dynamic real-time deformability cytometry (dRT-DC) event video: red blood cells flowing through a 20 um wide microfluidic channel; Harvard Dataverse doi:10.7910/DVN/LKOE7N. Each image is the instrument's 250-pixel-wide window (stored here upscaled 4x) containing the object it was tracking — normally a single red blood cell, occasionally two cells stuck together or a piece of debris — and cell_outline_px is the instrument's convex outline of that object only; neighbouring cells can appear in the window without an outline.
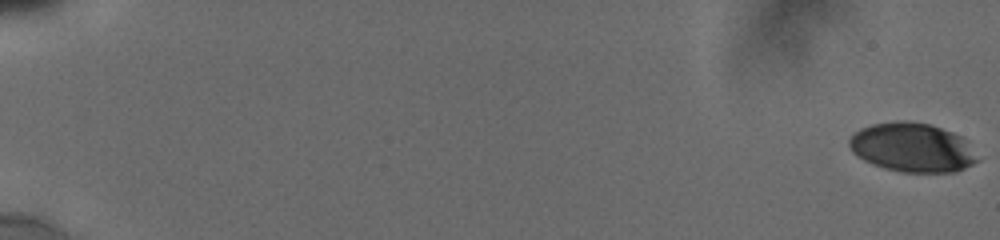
{"species": "human", "species_latin": "Homo sapiens", "temperature_condition": "cold", "stored_images_in_passage": 22, "camera_frame_rate_fps": 3000, "um_per_image_px": 0.085, "donor": {"sex": "male"}, "frame": {"image": 1, "passage_image": 1, "time_ms": 0.0, "image_size_px": [1000, 240], "cell_outline_px": [[976, 160], [972, 164], [956, 172], [900, 172], [884, 168], [872, 164], [864, 160], [852, 152], [848, 144], [848, 140], [860, 128], [872, 124], [896, 120], [904, 120], [928, 124], [952, 132], [960, 136]], "centroid_in_image_um": [77.44, 12.53], "position_along_channel_um": 7.6, "area_um2": 36.07}}
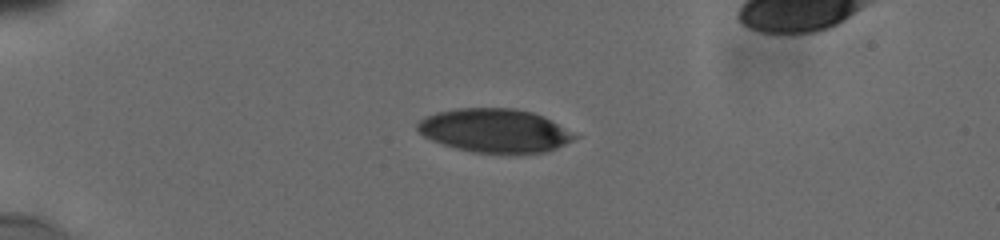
{"frame": {"image": 2, "passage_image": 13, "time_ms": 5.333, "image_size_px": [1000, 240], "cell_outline_px": [[580, 136], [556, 148], [544, 152], [512, 156], [472, 152], [456, 148], [432, 140], [424, 136], [416, 128], [416, 124], [424, 116], [436, 112], [460, 108], [516, 108], [532, 112]], "centroid_in_image_um": [42.03, 11.13], "position_along_channel_um": 43.0, "area_um2": 40.34}}
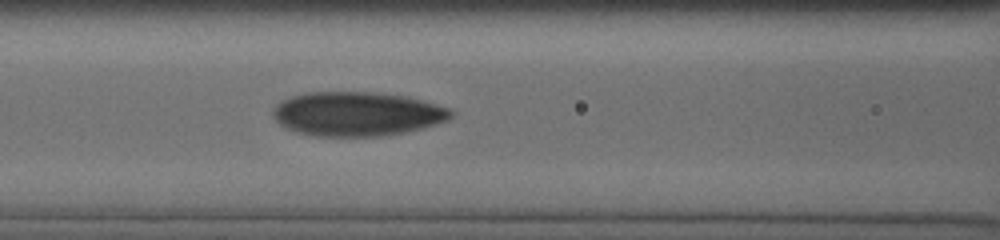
{"frame": {"image": 3, "passage_image": 22, "time_ms": 9.0, "image_size_px": [1000, 240], "cell_outline_px": [[452, 116], [448, 120], [436, 124], [404, 132], [384, 136], [316, 136], [296, 132], [280, 124], [276, 120], [272, 112], [272, 108], [276, 104], [292, 96], [304, 92], [372, 92], [404, 96], [420, 100], [448, 108], [452, 112]], "centroid_in_image_um": [30.31, 9.68], "position_along_channel_um": 136.3, "area_um2": 45.55}}